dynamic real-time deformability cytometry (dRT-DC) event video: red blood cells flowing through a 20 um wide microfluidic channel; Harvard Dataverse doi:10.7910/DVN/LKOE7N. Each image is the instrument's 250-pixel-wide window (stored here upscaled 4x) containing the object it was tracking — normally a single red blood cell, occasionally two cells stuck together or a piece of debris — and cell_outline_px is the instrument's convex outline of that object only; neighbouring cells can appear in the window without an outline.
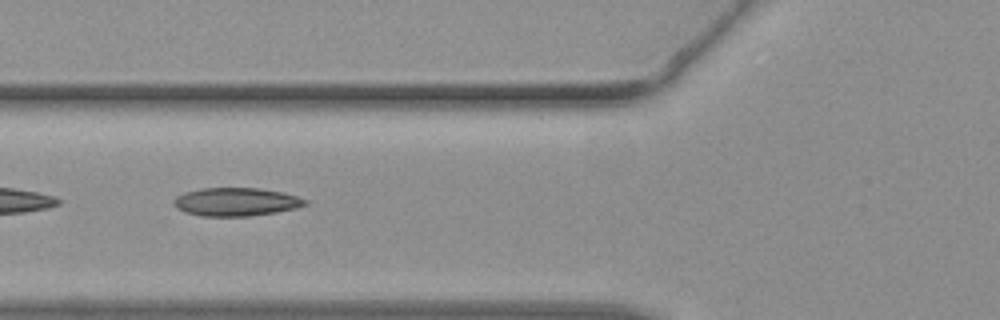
{"species": "common noctule bat (a hibernating species)", "species_latin": "Nyctalus noctula", "temperature_condition": "warm", "stored_images_in_passage": 34, "camera_frame_rate_fps": 3000, "um_per_image_px": 0.085, "animal": {"sex": "female", "body_mass_g": 19.3, "forearm_length_mm": 54.1}, "frame": {"image": 1, "passage_image": 16, "time_ms": 5.0, "image_size_px": [1000, 320], "cell_outline_px": [[308, 204], [296, 208], [276, 212], [248, 216], [200, 216], [184, 212], [176, 208], [172, 204], [172, 200], [176, 196], [184, 192], [200, 188], [260, 188], [284, 192], [308, 200]], "centroid_in_image_um": [20.03, 17.15], "position_along_channel_um": 105.8, "area_um2": 21.91}}
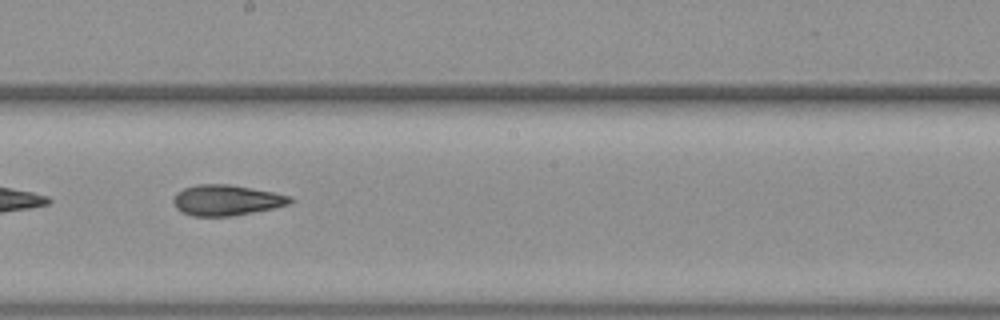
{"frame": {"image": 2, "passage_image": 24, "time_ms": 7.667, "image_size_px": [1000, 320], "cell_outline_px": [[292, 200], [288, 204], [272, 208], [232, 216], [192, 216], [180, 212], [176, 208], [172, 200], [176, 192], [184, 188], [196, 184], [228, 184], [252, 188], [272, 192], [288, 196]], "centroid_in_image_um": [19.16, 17.01], "position_along_channel_um": 229.0, "area_um2": 20.69}}
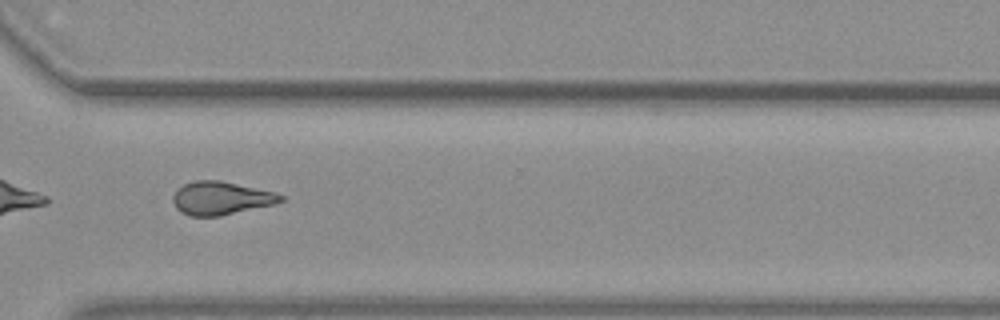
{"frame": {"image": 3, "passage_image": 32, "time_ms": 10.333, "image_size_px": [1000, 320], "cell_outline_px": [[284, 200], [276, 204], [220, 216], [192, 216], [180, 212], [176, 208], [172, 200], [172, 196], [184, 184], [196, 180], [220, 180], [276, 192], [284, 196]], "centroid_in_image_um": [18.81, 16.85], "position_along_channel_um": 351.8, "area_um2": 20.92}}